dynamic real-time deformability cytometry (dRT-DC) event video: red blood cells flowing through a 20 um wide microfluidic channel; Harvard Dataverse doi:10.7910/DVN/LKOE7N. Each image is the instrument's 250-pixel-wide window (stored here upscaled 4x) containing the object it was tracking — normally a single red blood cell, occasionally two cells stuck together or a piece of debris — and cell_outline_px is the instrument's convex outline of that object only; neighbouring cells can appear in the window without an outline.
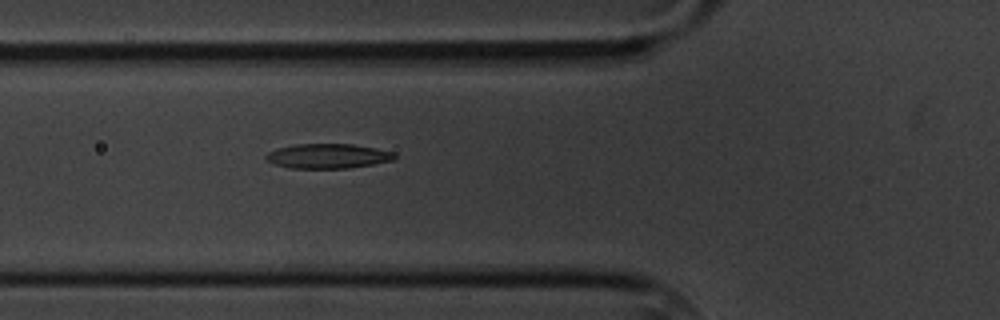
{"species": "common noctule bat (a hibernating species)", "species_latin": "Nyctalus noctula", "temperature_condition": "cold", "stored_images_in_passage": 6, "camera_frame_rate_fps": 3000, "um_per_image_px": 0.085, "animal": {"sex": "male", "body_mass_g": 20.1, "forearm_length_mm": 53.5}, "frame": {"image": 1, "passage_image": 6, "time_ms": 5.667, "image_size_px": [1000, 320], "cell_outline_px": [[396, 160], [348, 168], [288, 168], [272, 164], [264, 156], [268, 152], [280, 148], [296, 144], [352, 144], [376, 148], [396, 152]], "centroid_in_image_um": [27.9, 13.27], "position_along_channel_um": 97.9, "area_um2": 18.55}}